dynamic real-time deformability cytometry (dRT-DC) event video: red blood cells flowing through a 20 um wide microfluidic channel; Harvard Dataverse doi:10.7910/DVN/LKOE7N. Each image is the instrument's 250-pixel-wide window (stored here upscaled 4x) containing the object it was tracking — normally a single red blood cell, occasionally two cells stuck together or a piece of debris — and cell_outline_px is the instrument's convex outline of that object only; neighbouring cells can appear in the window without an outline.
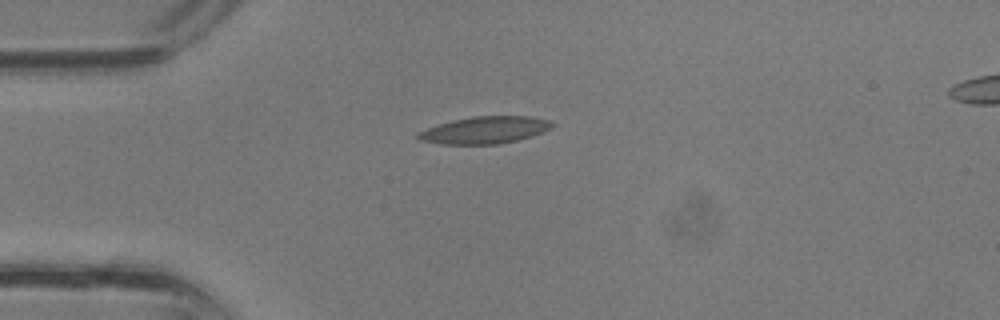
{"species": "common noctule bat (a hibernating species)", "species_latin": "Nyctalus noctula", "temperature_condition": "room temperature", "stored_images_in_passage": 28, "camera_frame_rate_fps": 3000, "um_per_image_px": 0.085, "animal": {"sex": "male", "body_mass_g": 13.3}, "frame": {"image": 1, "passage_image": 1, "time_ms": 0.0, "image_size_px": [1000, 320], "cell_outline_px": [[556, 124], [544, 132], [532, 136], [516, 140], [496, 144], [440, 144], [420, 140], [416, 136], [416, 132], [452, 120], [472, 116], [528, 116], [548, 120]], "centroid_in_image_um": [41.2, 11.05], "position_along_channel_um": 43.8, "area_um2": 21.1}}
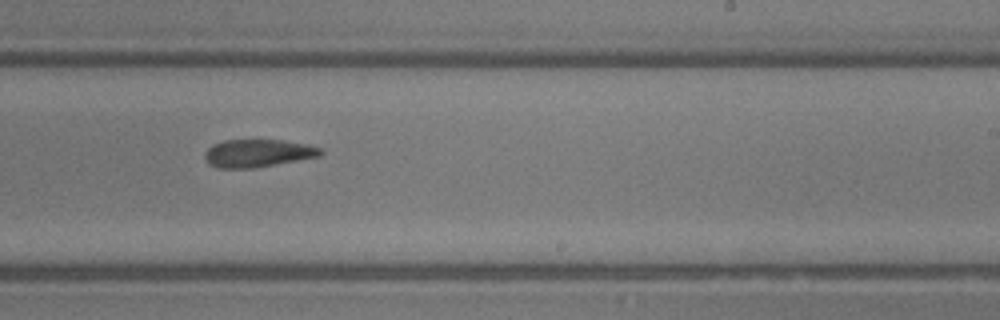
{"frame": {"image": 2, "passage_image": 14, "time_ms": 4.333, "image_size_px": [1000, 320], "cell_outline_px": [[324, 152], [320, 156], [252, 168], [216, 168], [208, 164], [204, 156], [204, 152], [212, 144], [224, 140], [284, 140], [308, 144], [324, 148]], "centroid_in_image_um": [21.91, 13.01], "position_along_channel_um": 267.1, "area_um2": 18.9}}
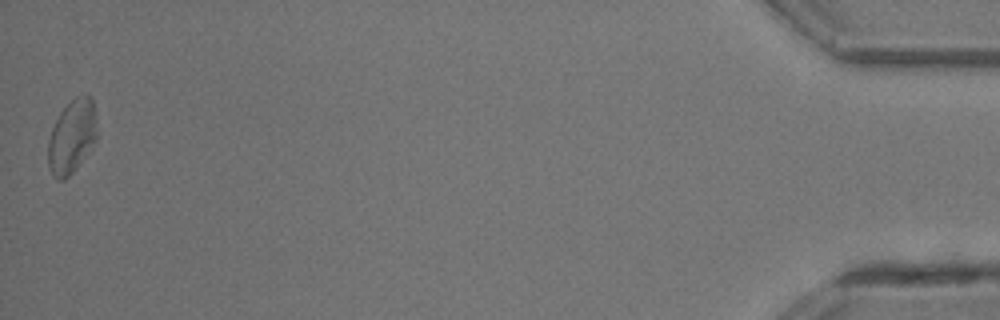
{"frame": {"image": 3, "passage_image": 28, "time_ms": 9.0, "image_size_px": [1000, 320], "cell_outline_px": [[96, 136], [72, 172], [64, 180], [56, 180], [52, 176], [48, 164], [48, 140], [52, 128], [60, 112], [76, 96], [84, 92], [92, 96], [96, 120]], "centroid_in_image_um": [6.08, 11.56], "position_along_channel_um": 429.1, "area_um2": 20.52}}